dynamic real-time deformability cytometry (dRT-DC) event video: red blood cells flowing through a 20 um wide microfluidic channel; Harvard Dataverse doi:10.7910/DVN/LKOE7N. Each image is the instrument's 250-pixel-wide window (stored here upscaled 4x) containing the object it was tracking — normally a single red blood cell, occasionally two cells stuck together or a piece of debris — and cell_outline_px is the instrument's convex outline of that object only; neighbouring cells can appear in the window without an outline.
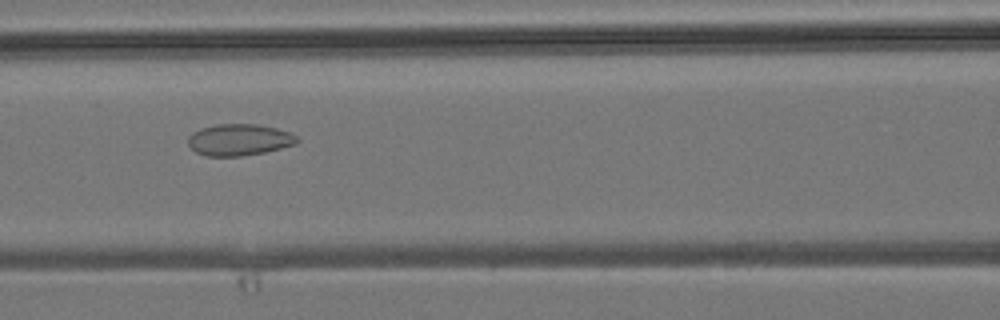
{"species": "common noctule bat (a hibernating species)", "species_latin": "Nyctalus noctula", "temperature_condition": "room temperature", "stored_images_in_passage": 7, "camera_frame_rate_fps": 3000, "um_per_image_px": 0.085, "animal": {"sex": "male", "body_mass_g": 19.2, "forearm_length_mm": 51.8}, "frame": {"image": 1, "passage_image": 7, "time_ms": 6.667, "image_size_px": [1000, 320], "cell_outline_px": [[300, 140], [296, 144], [264, 152], [240, 156], [208, 156], [196, 152], [188, 144], [188, 136], [192, 132], [200, 128], [216, 124], [256, 124], [276, 128], [288, 132], [296, 136]], "centroid_in_image_um": [20.31, 11.87], "position_along_channel_um": 146.3, "area_um2": 20.0}}